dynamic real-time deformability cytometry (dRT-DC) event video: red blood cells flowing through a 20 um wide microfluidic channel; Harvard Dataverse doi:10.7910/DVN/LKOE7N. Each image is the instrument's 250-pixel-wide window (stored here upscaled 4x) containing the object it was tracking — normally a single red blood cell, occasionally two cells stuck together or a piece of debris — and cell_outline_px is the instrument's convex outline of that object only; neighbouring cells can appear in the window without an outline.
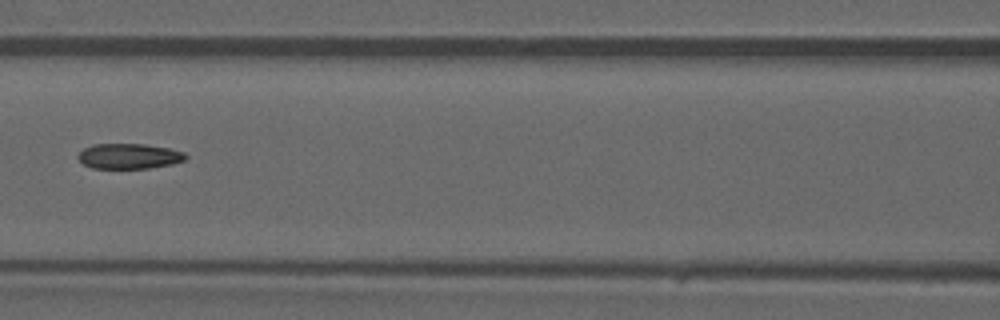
{"species": "common noctule bat (a hibernating species)", "species_latin": "Nyctalus noctula", "temperature_condition": "warm", "stored_images_in_passage": 36, "camera_frame_rate_fps": 3000, "um_per_image_px": 0.085, "animal": {"sex": "male", "forearm_length_mm": 52.5}, "frame": {"image": 1, "passage_image": 16, "time_ms": 5.0, "image_size_px": [1000, 320], "cell_outline_px": [[188, 156], [184, 160], [172, 164], [148, 168], [92, 168], [84, 164], [76, 156], [84, 148], [92, 144], [144, 144], [168, 148], [184, 152]], "centroid_in_image_um": [10.96, 13.27], "position_along_channel_um": 155.6, "area_um2": 15.78}}